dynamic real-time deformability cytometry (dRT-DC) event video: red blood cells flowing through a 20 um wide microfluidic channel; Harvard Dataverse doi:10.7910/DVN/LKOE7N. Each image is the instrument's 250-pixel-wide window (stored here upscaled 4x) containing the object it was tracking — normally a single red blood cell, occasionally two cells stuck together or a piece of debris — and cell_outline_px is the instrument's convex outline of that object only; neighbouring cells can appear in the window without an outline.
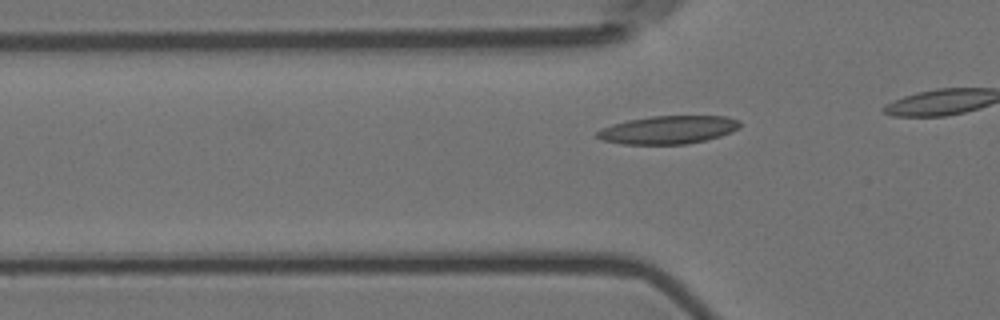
{"species": "Egyptian fruit bat (a non-hibernating species)", "species_latin": "Rousettus aegyptiacus", "temperature_condition": "room temperature", "stored_images_in_passage": 16, "camera_frame_rate_fps": 3000, "um_per_image_px": 0.085, "animal": {"sex": "female"}, "frame": {"image": 1, "passage_image": 7, "time_ms": 2.0, "image_size_px": [1000, 320], "cell_outline_px": [[740, 128], [732, 132], [720, 136], [688, 144], [620, 144], [600, 140], [596, 136], [596, 132], [600, 128], [612, 124], [628, 120], [652, 116], [728, 116], [740, 120]], "centroid_in_image_um": [56.79, 11.03], "position_along_channel_um": 69.0, "area_um2": 23.58}}
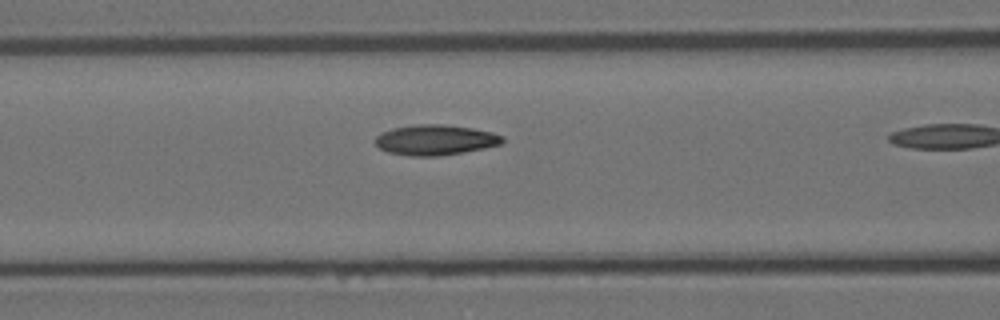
{"frame": {"image": 2, "passage_image": 12, "time_ms": 3.667, "image_size_px": [1000, 320], "cell_outline_px": [[504, 140], [500, 144], [484, 148], [464, 152], [436, 156], [408, 156], [388, 152], [380, 148], [376, 144], [376, 136], [392, 128], [416, 124], [444, 124], [472, 128], [492, 132], [504, 136]], "centroid_in_image_um": [37.01, 11.89], "position_along_channel_um": 129.6, "area_um2": 22.43}}